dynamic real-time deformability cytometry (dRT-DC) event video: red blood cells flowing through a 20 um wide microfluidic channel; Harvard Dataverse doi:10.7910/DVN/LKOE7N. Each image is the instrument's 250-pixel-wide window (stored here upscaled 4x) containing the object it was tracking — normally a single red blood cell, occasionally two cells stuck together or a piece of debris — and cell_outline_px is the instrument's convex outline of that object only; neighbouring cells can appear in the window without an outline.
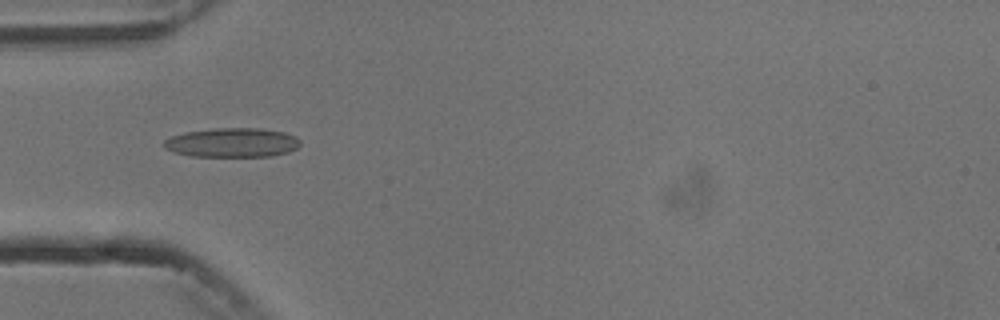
{"species": "common noctule bat (a hibernating species)", "species_latin": "Nyctalus noctula", "temperature_condition": "cold", "stored_images_in_passage": 8, "camera_frame_rate_fps": 3000, "um_per_image_px": 0.085, "animal": {"sex": "male", "body_mass_g": 13.3}, "frame": {"image": 1, "passage_image": 3, "time_ms": 3.333, "image_size_px": [1000, 320], "cell_outline_px": [[300, 144], [296, 148], [288, 152], [268, 156], [192, 156], [176, 152], [164, 148], [160, 144], [164, 140], [172, 136], [184, 132], [212, 128], [260, 128], [284, 132], [296, 136], [300, 140]], "centroid_in_image_um": [19.71, 12.11], "position_along_channel_um": 65.3, "area_um2": 23.29}}
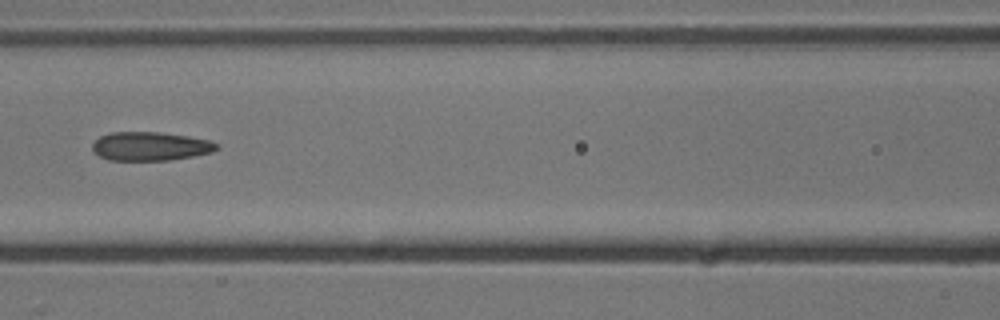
{"frame": {"image": 2, "passage_image": 5, "time_ms": 5.667, "image_size_px": [1000, 320], "cell_outline_px": [[220, 148], [212, 152], [192, 156], [168, 160], [108, 160], [92, 152], [92, 144], [100, 136], [112, 132], [160, 132], [188, 136], [208, 140], [216, 144]], "centroid_in_image_um": [12.75, 12.43], "position_along_channel_um": 153.9, "area_um2": 20.75}}
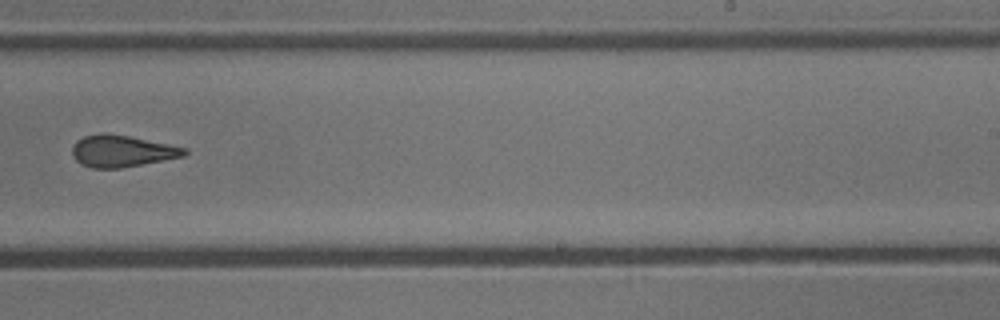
{"frame": {"image": 3, "passage_image": 8, "time_ms": 9.0, "image_size_px": [1000, 320], "cell_outline_px": [[188, 152], [184, 156], [120, 168], [92, 168], [80, 164], [72, 156], [72, 148], [76, 140], [84, 136], [100, 132], [104, 132], [128, 136], [188, 148]], "centroid_in_image_um": [10.32, 12.83], "position_along_channel_um": 278.7, "area_um2": 20.75}}